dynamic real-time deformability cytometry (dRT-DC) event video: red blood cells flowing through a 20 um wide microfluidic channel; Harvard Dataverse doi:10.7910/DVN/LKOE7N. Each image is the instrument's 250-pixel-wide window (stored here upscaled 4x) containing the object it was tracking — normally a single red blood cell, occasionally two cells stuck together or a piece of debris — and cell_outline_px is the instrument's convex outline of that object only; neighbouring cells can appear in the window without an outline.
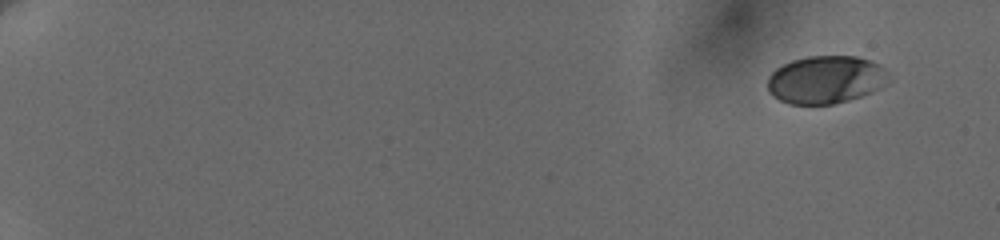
{"species": "human", "species_latin": "Homo sapiens", "temperature_condition": "cold", "stored_images_in_passage": 10, "camera_frame_rate_fps": 3000, "um_per_image_px": 0.085, "donor": {"sex": "female"}, "frame": {"image": 1, "passage_image": 1, "time_ms": 0.0, "image_size_px": [1000, 240], "cell_outline_px": [[884, 68], [876, 88], [872, 92], [848, 100], [832, 104], [788, 104], [772, 96], [768, 92], [768, 76], [776, 68], [792, 60], [808, 56], [856, 56], [880, 64]], "centroid_in_image_um": [70.04, 6.77], "position_along_channel_um": 15.0, "area_um2": 32.89}}
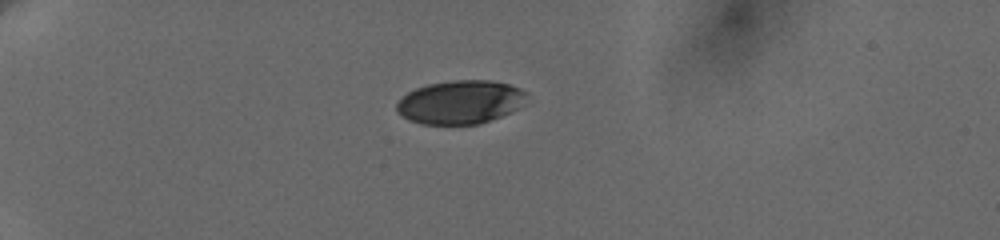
{"frame": {"image": 2, "passage_image": 5, "time_ms": 4.667, "image_size_px": [1000, 240], "cell_outline_px": [[528, 92], [524, 104], [520, 108], [512, 112], [480, 124], [420, 124], [408, 120], [396, 112], [396, 104], [408, 92], [416, 88], [428, 84], [452, 80], [492, 80], [508, 84], [520, 88]], "centroid_in_image_um": [39.15, 8.68], "position_along_channel_um": 45.8, "area_um2": 33.29}}
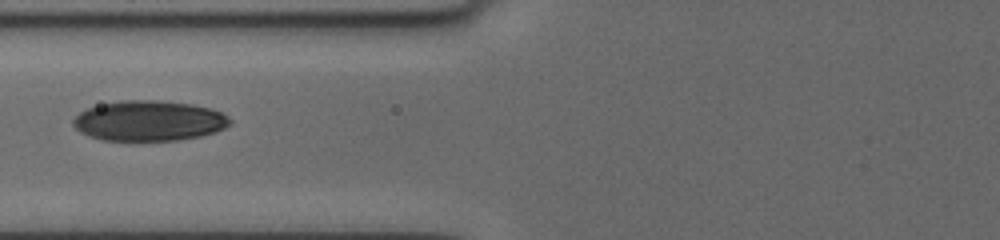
{"frame": {"image": 3, "passage_image": 9, "time_ms": 8.0, "image_size_px": [1000, 240], "cell_outline_px": [[232, 124], [216, 132], [200, 136], [176, 140], [104, 140], [88, 136], [80, 132], [72, 124], [72, 120], [80, 112], [88, 108], [100, 104], [120, 100], [156, 100], [192, 104], [212, 108], [228, 116], [232, 120]], "centroid_in_image_um": [12.68, 10.26], "position_along_channel_um": 113.1, "area_um2": 36.93}}